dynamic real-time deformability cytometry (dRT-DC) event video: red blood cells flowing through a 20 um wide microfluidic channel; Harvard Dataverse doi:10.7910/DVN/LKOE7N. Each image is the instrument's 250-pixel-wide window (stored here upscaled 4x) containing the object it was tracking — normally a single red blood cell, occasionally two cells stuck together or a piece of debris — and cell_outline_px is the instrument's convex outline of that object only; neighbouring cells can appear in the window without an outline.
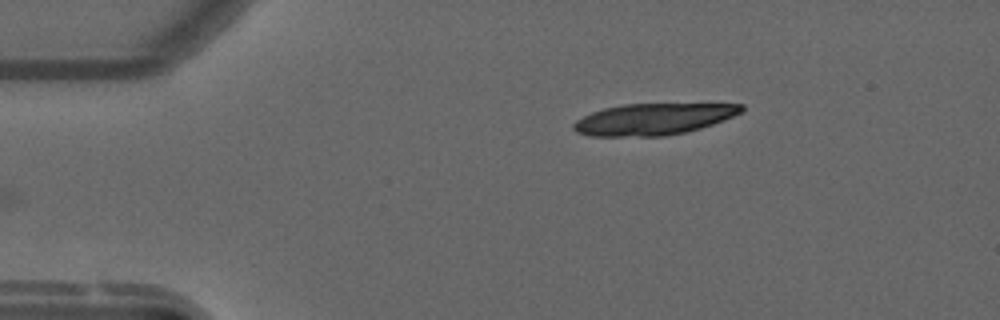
{"species": "common noctule bat (a hibernating species)", "species_latin": "Nyctalus noctula", "temperature_condition": "warm", "stored_images_in_passage": 10, "camera_frame_rate_fps": 3000, "um_per_image_px": 0.085, "animal": {"sex": "male", "forearm_length_mm": 52.5}, "frame": {"image": 1, "passage_image": 1, "time_ms": 0.0, "image_size_px": [1000, 320], "cell_outline_px": [[744, 108], [740, 112], [724, 120], [700, 128], [684, 132], [664, 136], [588, 136], [576, 132], [572, 128], [572, 124], [576, 120], [592, 112], [604, 108], [624, 104], [744, 104]], "centroid_in_image_um": [55.49, 10.13], "position_along_channel_um": 29.5, "area_um2": 30.58}}